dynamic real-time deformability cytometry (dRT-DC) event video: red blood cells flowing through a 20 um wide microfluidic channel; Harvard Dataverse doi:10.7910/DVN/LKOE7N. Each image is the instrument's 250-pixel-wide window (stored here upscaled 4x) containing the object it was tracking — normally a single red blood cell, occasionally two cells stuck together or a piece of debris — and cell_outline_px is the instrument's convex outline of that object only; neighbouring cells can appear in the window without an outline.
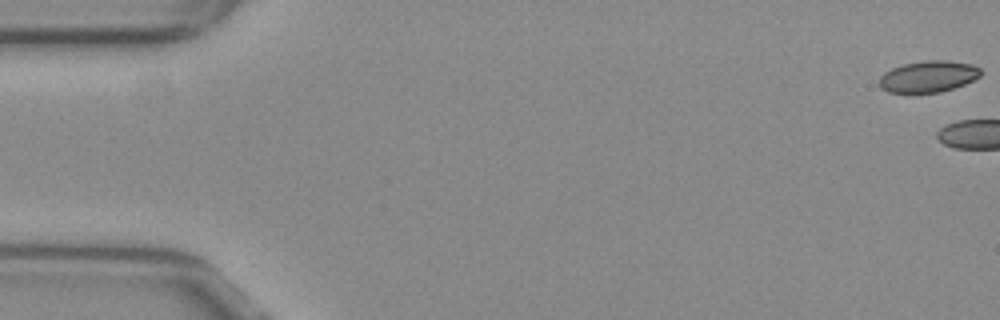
{"species": "common noctule bat (a hibernating species)", "species_latin": "Nyctalus noctula", "temperature_condition": "warm", "stored_images_in_passage": 4, "camera_frame_rate_fps": 3000, "um_per_image_px": 0.085, "animal": {"sex": "female", "body_mass_g": 29.2, "forearm_length_mm": 56.3}, "frame": {"image": 1, "passage_image": 1, "time_ms": 0.0, "image_size_px": [1000, 320], "cell_outline_px": [[980, 76], [964, 84], [940, 92], [888, 92], [880, 88], [880, 76], [884, 72], [892, 68], [904, 64], [928, 60], [944, 60], [972, 64], [980, 68]], "centroid_in_image_um": [78.89, 6.5], "position_along_channel_um": 6.1, "area_um2": 18.32}}